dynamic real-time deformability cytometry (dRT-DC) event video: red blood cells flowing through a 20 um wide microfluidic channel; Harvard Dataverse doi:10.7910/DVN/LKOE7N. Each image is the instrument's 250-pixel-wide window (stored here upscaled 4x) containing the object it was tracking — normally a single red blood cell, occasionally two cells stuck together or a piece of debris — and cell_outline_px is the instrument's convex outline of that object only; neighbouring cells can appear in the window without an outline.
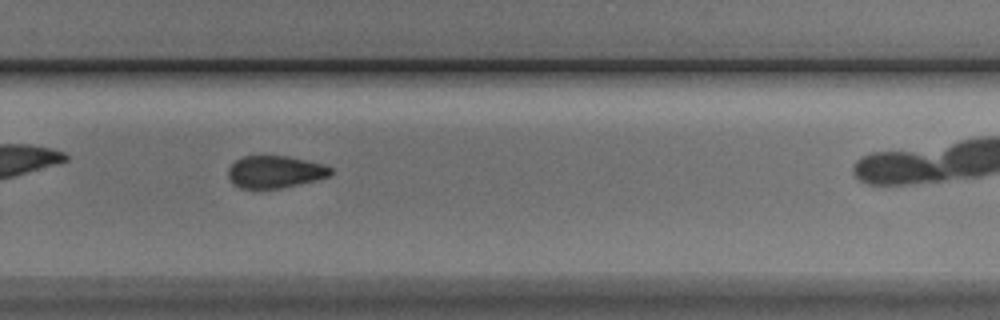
{"species": "Egyptian fruit bat (a non-hibernating species)", "species_latin": "Rousettus aegyptiacus", "temperature_condition": "cold", "stored_images_in_passage": 28, "camera_frame_rate_fps": 3000, "um_per_image_px": 0.085, "animal": {"sex": "male"}, "frame": {"image": 1, "passage_image": 20, "time_ms": 6.333, "image_size_px": [1000, 320], "cell_outline_px": [[332, 172], [328, 176], [280, 188], [240, 188], [232, 184], [228, 176], [228, 168], [236, 160], [244, 156], [284, 156], [324, 164], [332, 168]], "centroid_in_image_um": [23.32, 14.6], "position_along_channel_um": 306.5, "area_um2": 18.9}}
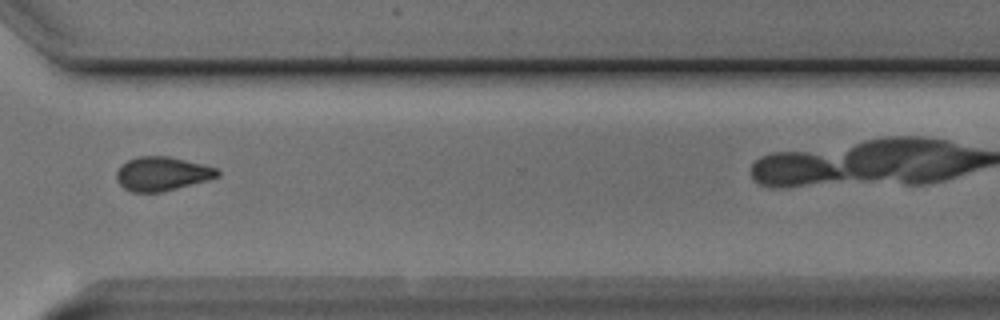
{"frame": {"image": 2, "passage_image": 24, "time_ms": 7.667, "image_size_px": [1000, 320], "cell_outline_px": [[220, 176], [208, 180], [160, 192], [132, 192], [124, 188], [116, 180], [116, 172], [120, 164], [136, 156], [168, 156], [216, 168], [220, 172]], "centroid_in_image_um": [13.73, 14.76], "position_along_channel_um": 356.9, "area_um2": 19.88}}